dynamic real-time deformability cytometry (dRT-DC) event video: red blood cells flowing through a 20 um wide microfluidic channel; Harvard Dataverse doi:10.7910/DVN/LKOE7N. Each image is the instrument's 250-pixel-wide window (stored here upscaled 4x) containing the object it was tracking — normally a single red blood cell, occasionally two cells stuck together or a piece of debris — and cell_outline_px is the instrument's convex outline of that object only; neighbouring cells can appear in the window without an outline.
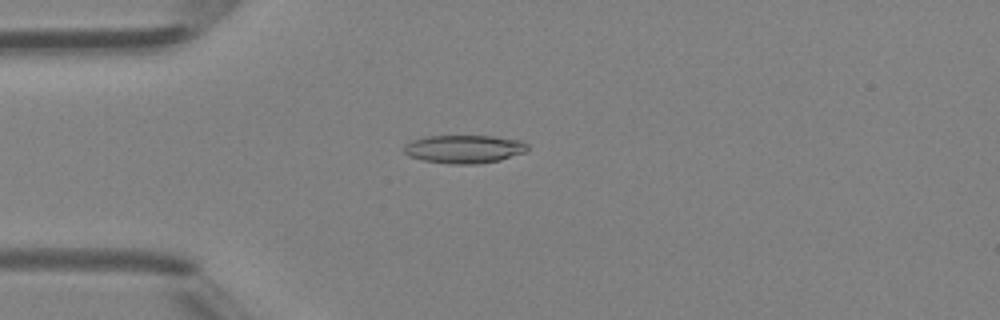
{"species": "Egyptian fruit bat (a non-hibernating species)", "species_latin": "Rousettus aegyptiacus", "temperature_condition": "room temperature", "stored_images_in_passage": 44, "camera_frame_rate_fps": 3000, "um_per_image_px": 0.085, "animal": {"sex": "female"}, "frame": {"image": 1, "passage_image": 10, "time_ms": 3.0, "image_size_px": [1000, 320], "cell_outline_px": [[528, 148], [524, 152], [500, 160], [480, 164], [452, 164], [424, 160], [408, 156], [400, 148], [404, 144], [412, 140], [428, 136], [492, 136], [524, 140], [528, 144]], "centroid_in_image_um": [39.44, 12.66], "position_along_channel_um": 45.6, "area_um2": 20.52}}
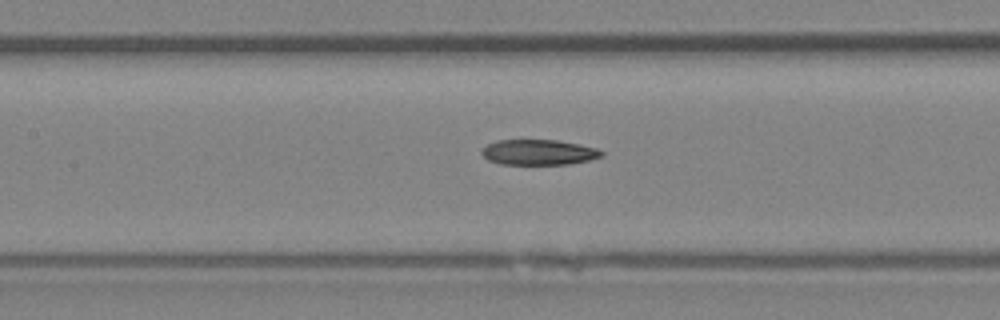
{"frame": {"image": 2, "passage_image": 19, "time_ms": 6.0, "image_size_px": [1000, 320], "cell_outline_px": [[604, 156], [588, 160], [568, 164], [500, 164], [488, 160], [480, 152], [488, 144], [496, 140], [556, 140], [580, 144], [596, 148], [604, 152]], "centroid_in_image_um": [45.8, 12.94], "position_along_channel_um": 161.6, "area_um2": 17.69}}
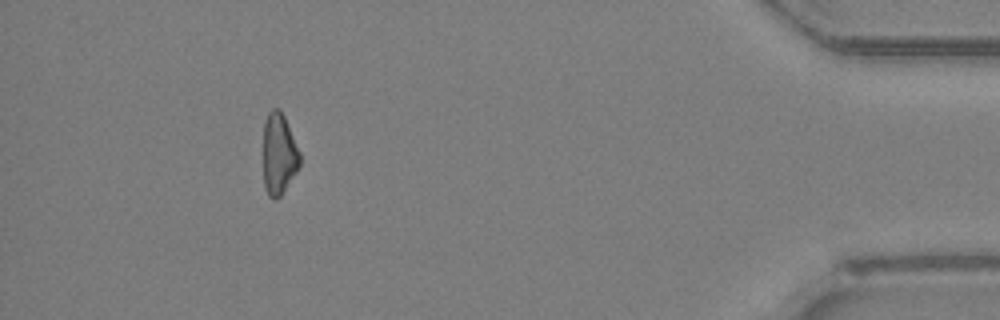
{"frame": {"image": 3, "passage_image": 40, "time_ms": 13.0, "image_size_px": [1000, 320], "cell_outline_px": [[300, 164], [296, 172], [280, 196], [276, 200], [272, 200], [268, 196], [264, 188], [264, 120], [268, 112], [272, 108], [280, 108], [284, 116], [300, 152]], "centroid_in_image_um": [23.7, 13.09], "position_along_channel_um": 411.5, "area_um2": 17.4}}